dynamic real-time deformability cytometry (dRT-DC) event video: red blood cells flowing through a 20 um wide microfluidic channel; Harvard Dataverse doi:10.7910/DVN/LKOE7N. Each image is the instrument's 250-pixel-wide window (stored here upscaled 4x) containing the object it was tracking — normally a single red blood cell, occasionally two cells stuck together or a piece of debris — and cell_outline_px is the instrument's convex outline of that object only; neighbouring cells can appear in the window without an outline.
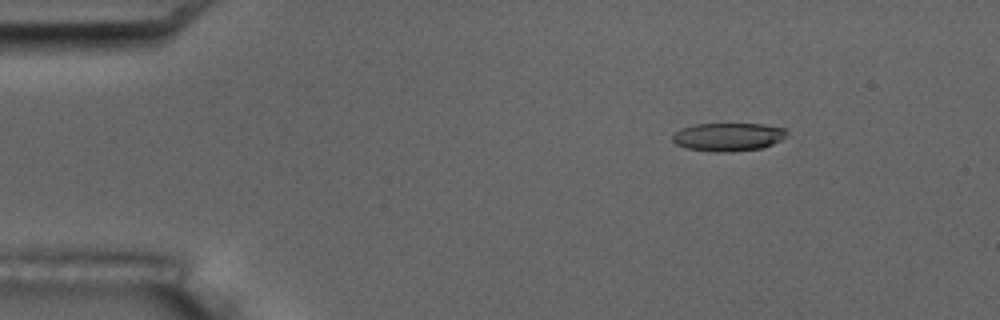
{"species": "common noctule bat (a hibernating species)", "species_latin": "Nyctalus noctula", "temperature_condition": "room temperature", "stored_images_in_passage": 8, "camera_frame_rate_fps": 3000, "um_per_image_px": 0.085, "animal": {"sex": "male", "body_mass_g": 17.5, "forearm_length_mm": 52.3}, "frame": {"image": 1, "passage_image": 2, "time_ms": 2.0, "image_size_px": [1000, 320], "cell_outline_px": [[788, 132], [780, 140], [772, 144], [760, 148], [732, 152], [716, 152], [688, 148], [676, 144], [672, 140], [672, 136], [680, 128], [692, 124], [764, 124], [784, 128]], "centroid_in_image_um": [61.87, 11.63], "position_along_channel_um": 23.1, "area_um2": 18.73}}
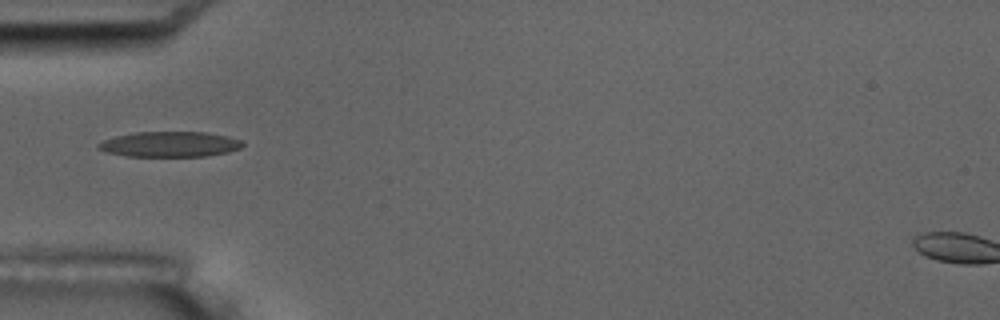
{"frame": {"image": 2, "passage_image": 5, "time_ms": 5.333, "image_size_px": [1000, 320], "cell_outline_px": [[244, 144], [240, 148], [228, 152], [204, 156], [124, 156], [108, 152], [96, 148], [96, 144], [104, 140], [116, 136], [136, 132], [208, 132], [228, 136], [244, 140]], "centroid_in_image_um": [14.46, 12.25], "position_along_channel_um": 70.5, "area_um2": 21.39}}
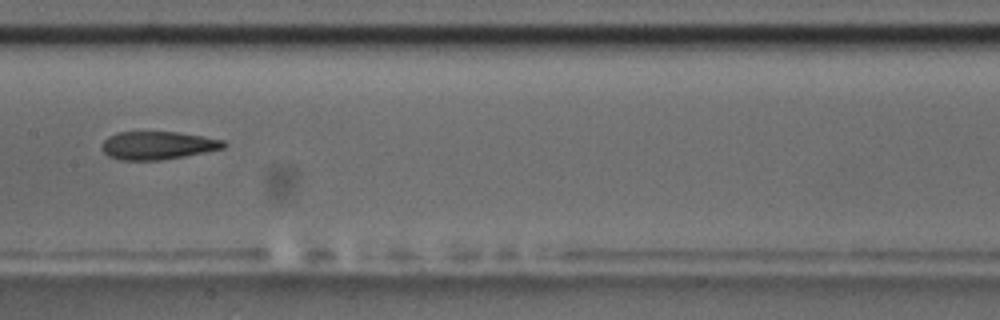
{"frame": {"image": 3, "passage_image": 8, "time_ms": 8.667, "image_size_px": [1000, 320], "cell_outline_px": [[228, 144], [224, 148], [184, 156], [160, 160], [120, 160], [108, 156], [104, 152], [104, 140], [108, 136], [116, 132], [180, 132], [204, 136], [224, 140]], "centroid_in_image_um": [13.44, 12.35], "position_along_channel_um": 194.0, "area_um2": 19.88}}